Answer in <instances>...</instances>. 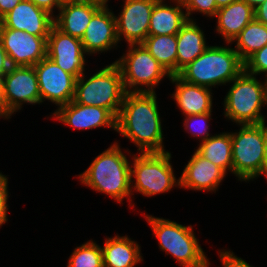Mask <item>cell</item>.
Wrapping results in <instances>:
<instances>
[{"instance_id": "9", "label": "cell", "mask_w": 267, "mask_h": 267, "mask_svg": "<svg viewBox=\"0 0 267 267\" xmlns=\"http://www.w3.org/2000/svg\"><path fill=\"white\" fill-rule=\"evenodd\" d=\"M238 126V130L231 132L232 175L249 183L265 176V137L260 124Z\"/></svg>"}, {"instance_id": "23", "label": "cell", "mask_w": 267, "mask_h": 267, "mask_svg": "<svg viewBox=\"0 0 267 267\" xmlns=\"http://www.w3.org/2000/svg\"><path fill=\"white\" fill-rule=\"evenodd\" d=\"M168 3L160 1L154 4L148 35H174L187 23V14L181 1Z\"/></svg>"}, {"instance_id": "34", "label": "cell", "mask_w": 267, "mask_h": 267, "mask_svg": "<svg viewBox=\"0 0 267 267\" xmlns=\"http://www.w3.org/2000/svg\"><path fill=\"white\" fill-rule=\"evenodd\" d=\"M32 3H34L37 7L45 10L49 14H51L53 17L56 16L55 13H58L61 5L57 0H28ZM57 10V12H55Z\"/></svg>"}, {"instance_id": "40", "label": "cell", "mask_w": 267, "mask_h": 267, "mask_svg": "<svg viewBox=\"0 0 267 267\" xmlns=\"http://www.w3.org/2000/svg\"><path fill=\"white\" fill-rule=\"evenodd\" d=\"M235 1L237 0H215V3H216L217 8L219 9V8L228 6L229 4Z\"/></svg>"}, {"instance_id": "19", "label": "cell", "mask_w": 267, "mask_h": 267, "mask_svg": "<svg viewBox=\"0 0 267 267\" xmlns=\"http://www.w3.org/2000/svg\"><path fill=\"white\" fill-rule=\"evenodd\" d=\"M169 81L175 85L171 98L183 116L213 112V90L204 86L191 84L178 75H171Z\"/></svg>"}, {"instance_id": "36", "label": "cell", "mask_w": 267, "mask_h": 267, "mask_svg": "<svg viewBox=\"0 0 267 267\" xmlns=\"http://www.w3.org/2000/svg\"><path fill=\"white\" fill-rule=\"evenodd\" d=\"M255 19L267 26V0L254 9Z\"/></svg>"}, {"instance_id": "2", "label": "cell", "mask_w": 267, "mask_h": 267, "mask_svg": "<svg viewBox=\"0 0 267 267\" xmlns=\"http://www.w3.org/2000/svg\"><path fill=\"white\" fill-rule=\"evenodd\" d=\"M119 141L111 145L94 158L90 166L77 177L81 185L90 187L91 190L107 195L117 203L123 204L127 199L129 208H134L131 195V155L128 148L122 151ZM125 151L128 153H125ZM126 154V155H125ZM133 203V204H132Z\"/></svg>"}, {"instance_id": "33", "label": "cell", "mask_w": 267, "mask_h": 267, "mask_svg": "<svg viewBox=\"0 0 267 267\" xmlns=\"http://www.w3.org/2000/svg\"><path fill=\"white\" fill-rule=\"evenodd\" d=\"M217 252L220 257L219 259L221 260L222 267H254L253 265L247 263L245 259L235 255L233 250L219 249Z\"/></svg>"}, {"instance_id": "29", "label": "cell", "mask_w": 267, "mask_h": 267, "mask_svg": "<svg viewBox=\"0 0 267 267\" xmlns=\"http://www.w3.org/2000/svg\"><path fill=\"white\" fill-rule=\"evenodd\" d=\"M210 120H212V112L188 115L183 117L182 127L200 143L213 136L210 134V123H208Z\"/></svg>"}, {"instance_id": "30", "label": "cell", "mask_w": 267, "mask_h": 267, "mask_svg": "<svg viewBox=\"0 0 267 267\" xmlns=\"http://www.w3.org/2000/svg\"><path fill=\"white\" fill-rule=\"evenodd\" d=\"M185 12L187 14V18L190 21H196L193 16L195 13H200L205 17H209L210 19L214 18L217 13V6L215 0H180Z\"/></svg>"}, {"instance_id": "8", "label": "cell", "mask_w": 267, "mask_h": 267, "mask_svg": "<svg viewBox=\"0 0 267 267\" xmlns=\"http://www.w3.org/2000/svg\"><path fill=\"white\" fill-rule=\"evenodd\" d=\"M126 48V53L113 61L120 68L126 92L155 93L163 79H170L171 75L143 44Z\"/></svg>"}, {"instance_id": "11", "label": "cell", "mask_w": 267, "mask_h": 267, "mask_svg": "<svg viewBox=\"0 0 267 267\" xmlns=\"http://www.w3.org/2000/svg\"><path fill=\"white\" fill-rule=\"evenodd\" d=\"M41 104L48 101L58 107L68 104L74 98L76 78L62 70L49 57L43 58L34 65Z\"/></svg>"}, {"instance_id": "32", "label": "cell", "mask_w": 267, "mask_h": 267, "mask_svg": "<svg viewBox=\"0 0 267 267\" xmlns=\"http://www.w3.org/2000/svg\"><path fill=\"white\" fill-rule=\"evenodd\" d=\"M8 176L0 172V227L5 225L8 222V198H9V189H8Z\"/></svg>"}, {"instance_id": "27", "label": "cell", "mask_w": 267, "mask_h": 267, "mask_svg": "<svg viewBox=\"0 0 267 267\" xmlns=\"http://www.w3.org/2000/svg\"><path fill=\"white\" fill-rule=\"evenodd\" d=\"M234 50L245 62L252 54L267 44V26L255 18L232 41Z\"/></svg>"}, {"instance_id": "7", "label": "cell", "mask_w": 267, "mask_h": 267, "mask_svg": "<svg viewBox=\"0 0 267 267\" xmlns=\"http://www.w3.org/2000/svg\"><path fill=\"white\" fill-rule=\"evenodd\" d=\"M88 76L84 72L77 78L73 101L106 108L117 118L127 93L120 68L113 62Z\"/></svg>"}, {"instance_id": "16", "label": "cell", "mask_w": 267, "mask_h": 267, "mask_svg": "<svg viewBox=\"0 0 267 267\" xmlns=\"http://www.w3.org/2000/svg\"><path fill=\"white\" fill-rule=\"evenodd\" d=\"M75 130L111 128L116 132V117L106 108L82 105L73 100L58 107L49 115Z\"/></svg>"}, {"instance_id": "14", "label": "cell", "mask_w": 267, "mask_h": 267, "mask_svg": "<svg viewBox=\"0 0 267 267\" xmlns=\"http://www.w3.org/2000/svg\"><path fill=\"white\" fill-rule=\"evenodd\" d=\"M48 36H36L4 27L2 46L11 66H34L46 57Z\"/></svg>"}, {"instance_id": "4", "label": "cell", "mask_w": 267, "mask_h": 267, "mask_svg": "<svg viewBox=\"0 0 267 267\" xmlns=\"http://www.w3.org/2000/svg\"><path fill=\"white\" fill-rule=\"evenodd\" d=\"M152 235L156 237L160 251L171 255L181 267H209L211 265L193 226L177 223L170 219L143 213Z\"/></svg>"}, {"instance_id": "26", "label": "cell", "mask_w": 267, "mask_h": 267, "mask_svg": "<svg viewBox=\"0 0 267 267\" xmlns=\"http://www.w3.org/2000/svg\"><path fill=\"white\" fill-rule=\"evenodd\" d=\"M149 53L166 69L176 75L177 37L174 35H148L142 43Z\"/></svg>"}, {"instance_id": "31", "label": "cell", "mask_w": 267, "mask_h": 267, "mask_svg": "<svg viewBox=\"0 0 267 267\" xmlns=\"http://www.w3.org/2000/svg\"><path fill=\"white\" fill-rule=\"evenodd\" d=\"M244 70L256 76L263 74L267 79V44L244 62Z\"/></svg>"}, {"instance_id": "1", "label": "cell", "mask_w": 267, "mask_h": 267, "mask_svg": "<svg viewBox=\"0 0 267 267\" xmlns=\"http://www.w3.org/2000/svg\"><path fill=\"white\" fill-rule=\"evenodd\" d=\"M157 93L127 92L116 118V133L137 147V153L166 152Z\"/></svg>"}, {"instance_id": "38", "label": "cell", "mask_w": 267, "mask_h": 267, "mask_svg": "<svg viewBox=\"0 0 267 267\" xmlns=\"http://www.w3.org/2000/svg\"><path fill=\"white\" fill-rule=\"evenodd\" d=\"M6 119V104L3 91V76H0V119Z\"/></svg>"}, {"instance_id": "35", "label": "cell", "mask_w": 267, "mask_h": 267, "mask_svg": "<svg viewBox=\"0 0 267 267\" xmlns=\"http://www.w3.org/2000/svg\"><path fill=\"white\" fill-rule=\"evenodd\" d=\"M11 67L7 52L3 49V46L0 45V76H4Z\"/></svg>"}, {"instance_id": "5", "label": "cell", "mask_w": 267, "mask_h": 267, "mask_svg": "<svg viewBox=\"0 0 267 267\" xmlns=\"http://www.w3.org/2000/svg\"><path fill=\"white\" fill-rule=\"evenodd\" d=\"M263 80L243 70L228 84L222 103L226 120L236 125L260 124L266 117L261 111L267 107V79Z\"/></svg>"}, {"instance_id": "25", "label": "cell", "mask_w": 267, "mask_h": 267, "mask_svg": "<svg viewBox=\"0 0 267 267\" xmlns=\"http://www.w3.org/2000/svg\"><path fill=\"white\" fill-rule=\"evenodd\" d=\"M202 157L219 166L227 175L232 173L231 132L215 133L198 144L195 149Z\"/></svg>"}, {"instance_id": "6", "label": "cell", "mask_w": 267, "mask_h": 267, "mask_svg": "<svg viewBox=\"0 0 267 267\" xmlns=\"http://www.w3.org/2000/svg\"><path fill=\"white\" fill-rule=\"evenodd\" d=\"M132 152L131 160V195L142 194L153 197L169 193L172 188L180 187V179L176 178L172 165V154L166 152Z\"/></svg>"}, {"instance_id": "17", "label": "cell", "mask_w": 267, "mask_h": 267, "mask_svg": "<svg viewBox=\"0 0 267 267\" xmlns=\"http://www.w3.org/2000/svg\"><path fill=\"white\" fill-rule=\"evenodd\" d=\"M226 175L219 166L205 159L195 150L179 177V188L216 193Z\"/></svg>"}, {"instance_id": "18", "label": "cell", "mask_w": 267, "mask_h": 267, "mask_svg": "<svg viewBox=\"0 0 267 267\" xmlns=\"http://www.w3.org/2000/svg\"><path fill=\"white\" fill-rule=\"evenodd\" d=\"M3 26L36 36H48L54 17L28 0L19 2L2 18Z\"/></svg>"}, {"instance_id": "28", "label": "cell", "mask_w": 267, "mask_h": 267, "mask_svg": "<svg viewBox=\"0 0 267 267\" xmlns=\"http://www.w3.org/2000/svg\"><path fill=\"white\" fill-rule=\"evenodd\" d=\"M67 267H104L102 250L93 239L76 246L68 258Z\"/></svg>"}, {"instance_id": "22", "label": "cell", "mask_w": 267, "mask_h": 267, "mask_svg": "<svg viewBox=\"0 0 267 267\" xmlns=\"http://www.w3.org/2000/svg\"><path fill=\"white\" fill-rule=\"evenodd\" d=\"M132 239L118 233L114 237H106L103 246H100L104 267H135L142 263L141 246Z\"/></svg>"}, {"instance_id": "37", "label": "cell", "mask_w": 267, "mask_h": 267, "mask_svg": "<svg viewBox=\"0 0 267 267\" xmlns=\"http://www.w3.org/2000/svg\"><path fill=\"white\" fill-rule=\"evenodd\" d=\"M22 0H0V18L10 12Z\"/></svg>"}, {"instance_id": "44", "label": "cell", "mask_w": 267, "mask_h": 267, "mask_svg": "<svg viewBox=\"0 0 267 267\" xmlns=\"http://www.w3.org/2000/svg\"><path fill=\"white\" fill-rule=\"evenodd\" d=\"M94 1L100 2L102 4H107L108 2H110V0H94Z\"/></svg>"}, {"instance_id": "39", "label": "cell", "mask_w": 267, "mask_h": 267, "mask_svg": "<svg viewBox=\"0 0 267 267\" xmlns=\"http://www.w3.org/2000/svg\"><path fill=\"white\" fill-rule=\"evenodd\" d=\"M260 125L263 129V134L265 137V147H264V152H265V179L267 180V120L266 117L260 122Z\"/></svg>"}, {"instance_id": "24", "label": "cell", "mask_w": 267, "mask_h": 267, "mask_svg": "<svg viewBox=\"0 0 267 267\" xmlns=\"http://www.w3.org/2000/svg\"><path fill=\"white\" fill-rule=\"evenodd\" d=\"M204 32L196 21L188 20L176 34V75L208 48L209 44L206 42L207 38Z\"/></svg>"}, {"instance_id": "42", "label": "cell", "mask_w": 267, "mask_h": 267, "mask_svg": "<svg viewBox=\"0 0 267 267\" xmlns=\"http://www.w3.org/2000/svg\"><path fill=\"white\" fill-rule=\"evenodd\" d=\"M3 29H4L3 22H2V19L0 18V45H2V33H3Z\"/></svg>"}, {"instance_id": "43", "label": "cell", "mask_w": 267, "mask_h": 267, "mask_svg": "<svg viewBox=\"0 0 267 267\" xmlns=\"http://www.w3.org/2000/svg\"><path fill=\"white\" fill-rule=\"evenodd\" d=\"M60 5L66 4V3H71V2H76L79 0H57Z\"/></svg>"}, {"instance_id": "21", "label": "cell", "mask_w": 267, "mask_h": 267, "mask_svg": "<svg viewBox=\"0 0 267 267\" xmlns=\"http://www.w3.org/2000/svg\"><path fill=\"white\" fill-rule=\"evenodd\" d=\"M214 18H217L215 32L221 36L224 43H232L255 15L251 6L243 0H237L219 8Z\"/></svg>"}, {"instance_id": "41", "label": "cell", "mask_w": 267, "mask_h": 267, "mask_svg": "<svg viewBox=\"0 0 267 267\" xmlns=\"http://www.w3.org/2000/svg\"><path fill=\"white\" fill-rule=\"evenodd\" d=\"M243 1H245L249 6L255 9L257 6L264 3L266 0H243Z\"/></svg>"}, {"instance_id": "45", "label": "cell", "mask_w": 267, "mask_h": 267, "mask_svg": "<svg viewBox=\"0 0 267 267\" xmlns=\"http://www.w3.org/2000/svg\"><path fill=\"white\" fill-rule=\"evenodd\" d=\"M155 1H157V2H160V1H167V2H169V1H177V0H155Z\"/></svg>"}, {"instance_id": "3", "label": "cell", "mask_w": 267, "mask_h": 267, "mask_svg": "<svg viewBox=\"0 0 267 267\" xmlns=\"http://www.w3.org/2000/svg\"><path fill=\"white\" fill-rule=\"evenodd\" d=\"M209 45L194 61L177 75L184 81L212 89L228 85L243 70L244 62L231 43Z\"/></svg>"}, {"instance_id": "10", "label": "cell", "mask_w": 267, "mask_h": 267, "mask_svg": "<svg viewBox=\"0 0 267 267\" xmlns=\"http://www.w3.org/2000/svg\"><path fill=\"white\" fill-rule=\"evenodd\" d=\"M6 120L19 112L24 104H41L38 79L34 66H12L3 76Z\"/></svg>"}, {"instance_id": "20", "label": "cell", "mask_w": 267, "mask_h": 267, "mask_svg": "<svg viewBox=\"0 0 267 267\" xmlns=\"http://www.w3.org/2000/svg\"><path fill=\"white\" fill-rule=\"evenodd\" d=\"M104 4L94 0H79L61 5L54 25L63 33L82 38L92 16Z\"/></svg>"}, {"instance_id": "12", "label": "cell", "mask_w": 267, "mask_h": 267, "mask_svg": "<svg viewBox=\"0 0 267 267\" xmlns=\"http://www.w3.org/2000/svg\"><path fill=\"white\" fill-rule=\"evenodd\" d=\"M123 7L115 16L117 38L128 45L142 44L148 36L155 0H122Z\"/></svg>"}, {"instance_id": "15", "label": "cell", "mask_w": 267, "mask_h": 267, "mask_svg": "<svg viewBox=\"0 0 267 267\" xmlns=\"http://www.w3.org/2000/svg\"><path fill=\"white\" fill-rule=\"evenodd\" d=\"M104 4L91 18L84 35L80 39L84 51L92 56L94 54L110 53L117 49L120 43L117 38L114 11ZM108 51V52H107Z\"/></svg>"}, {"instance_id": "13", "label": "cell", "mask_w": 267, "mask_h": 267, "mask_svg": "<svg viewBox=\"0 0 267 267\" xmlns=\"http://www.w3.org/2000/svg\"><path fill=\"white\" fill-rule=\"evenodd\" d=\"M46 56L77 79L85 72V58L89 55L80 38L65 34L53 25L47 37Z\"/></svg>"}]
</instances>
